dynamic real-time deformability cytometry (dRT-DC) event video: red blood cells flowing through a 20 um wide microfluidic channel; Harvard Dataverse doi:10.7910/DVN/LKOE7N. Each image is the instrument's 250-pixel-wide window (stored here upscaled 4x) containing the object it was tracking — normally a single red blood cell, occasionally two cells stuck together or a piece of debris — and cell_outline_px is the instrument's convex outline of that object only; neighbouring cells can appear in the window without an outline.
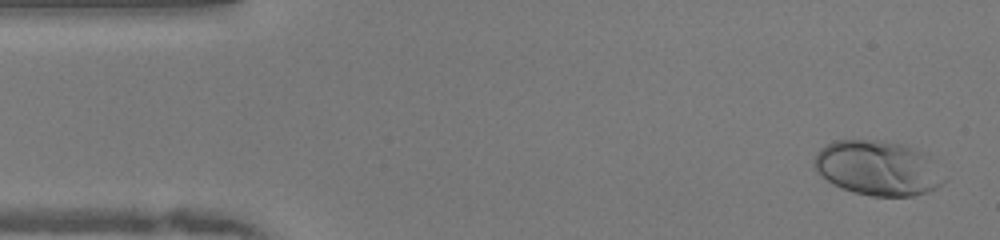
{"species": "human", "species_latin": "Homo sapiens", "temperature_condition": "warm", "stored_images_in_passage": 49, "camera_frame_rate_fps": 3000, "um_per_image_px": 0.085, "donor": {"sex": "female"}, "frame": {"image": 1, "passage_image": 2, "time_ms": 0.333, "image_size_px": [1000, 240], "cell_outline_px": [[948, 180], [936, 188], [928, 192], [912, 196], [872, 196], [856, 192], [832, 184], [820, 176], [816, 172], [812, 164], [812, 160], [816, 152], [820, 148], [836, 140], [876, 140], [900, 144], [928, 152], [948, 176]], "centroid_in_image_um": [74.67, 14.28], "position_along_channel_um": 10.3, "area_um2": 42.31}}
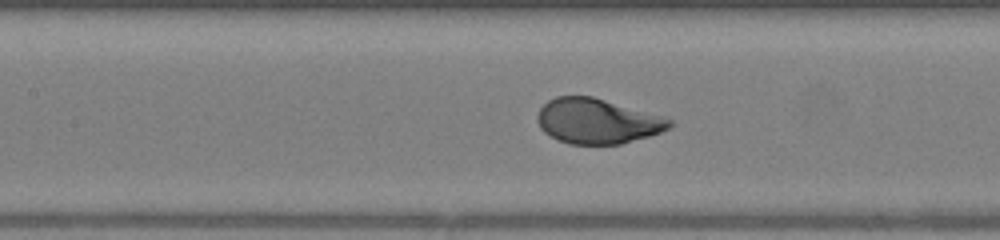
{"frame": {"image": 2, "passage_image": 21, "time_ms": 6.667, "image_size_px": [1000, 240], "cell_outline_px": [[672, 128], [648, 136], [620, 144], [568, 144], [556, 140], [544, 132], [540, 128], [536, 120], [536, 116], [540, 108], [548, 100], [556, 96], [592, 96], [664, 116], [672, 120]], "centroid_in_image_um": [50.75, 10.29], "position_along_channel_um": 156.6, "area_um2": 34.91}}
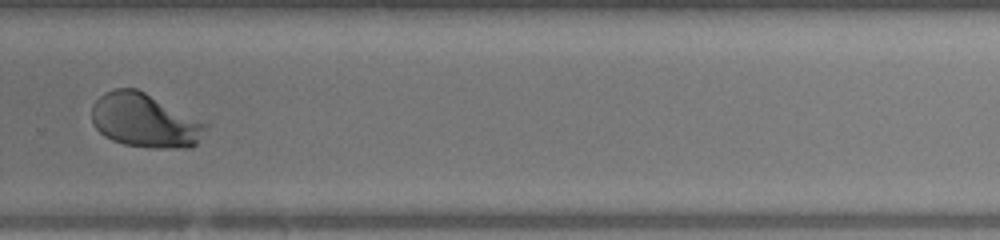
{"frame": {"image": 3, "passage_image": 33, "time_ms": 10.667, "image_size_px": [1000, 240], "cell_outline_px": [[208, 128], [196, 144], [192, 148], [148, 148], [124, 144], [112, 140], [104, 136], [92, 124], [92, 104], [104, 92], [116, 88], [136, 88], [208, 124]], "centroid_in_image_um": [12.29, 10.26], "position_along_channel_um": 317.5, "area_um2": 35.78}, "authors_computed_cell_mechanics": {"area_um2": 35.7204, "velocity_mm_per_s": 4.0265, "shape_relaxation_time_tau1_ms": 2.2917, "shape_relaxation_time_tau2_ms": null, "deformation_change_tau1": 0.1722, "deformation_change_tau2": null}}